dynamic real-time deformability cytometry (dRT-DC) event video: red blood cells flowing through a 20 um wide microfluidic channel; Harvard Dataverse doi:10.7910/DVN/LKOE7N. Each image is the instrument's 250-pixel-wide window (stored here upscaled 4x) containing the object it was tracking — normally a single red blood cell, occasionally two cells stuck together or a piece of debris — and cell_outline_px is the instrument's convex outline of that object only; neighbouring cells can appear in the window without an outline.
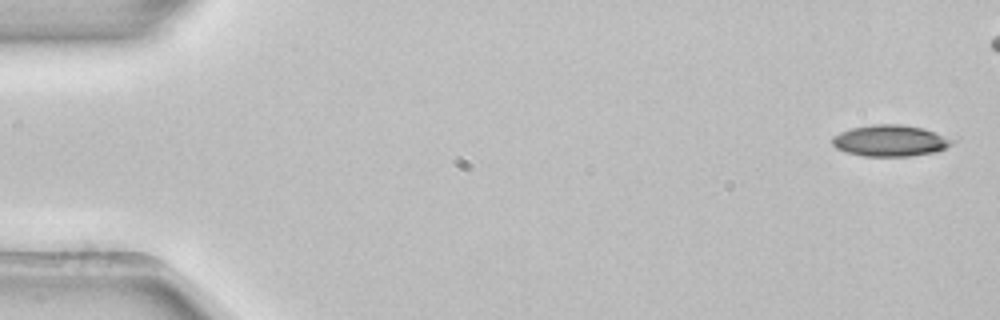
{"species": "common noctule bat (a hibernating species)", "species_latin": "Nyctalus noctula", "temperature_condition": "room temperature", "stored_images_in_passage": 5, "segment_of_instrument_passage": [2, 2], "camera_frame_rate_fps": 3000, "um_per_image_px": 0.085, "animal": {"sex": "female", "body_mass_g": 22.7, "forearm_length_mm": 54.2}, "frame": {"image": 1, "passage_image": 5, "time_ms": 1.333, "image_size_px": [1000, 320], "cell_outline_px": [[956, 140], [952, 144], [944, 148], [932, 152], [912, 156], [864, 156], [848, 152], [836, 148], [832, 144], [832, 136], [840, 132], [852, 128], [872, 124], [900, 124], [924, 128]], "centroid_in_image_um": [75.65, 11.95], "position_along_channel_um": 9.3, "area_um2": 21.79}}